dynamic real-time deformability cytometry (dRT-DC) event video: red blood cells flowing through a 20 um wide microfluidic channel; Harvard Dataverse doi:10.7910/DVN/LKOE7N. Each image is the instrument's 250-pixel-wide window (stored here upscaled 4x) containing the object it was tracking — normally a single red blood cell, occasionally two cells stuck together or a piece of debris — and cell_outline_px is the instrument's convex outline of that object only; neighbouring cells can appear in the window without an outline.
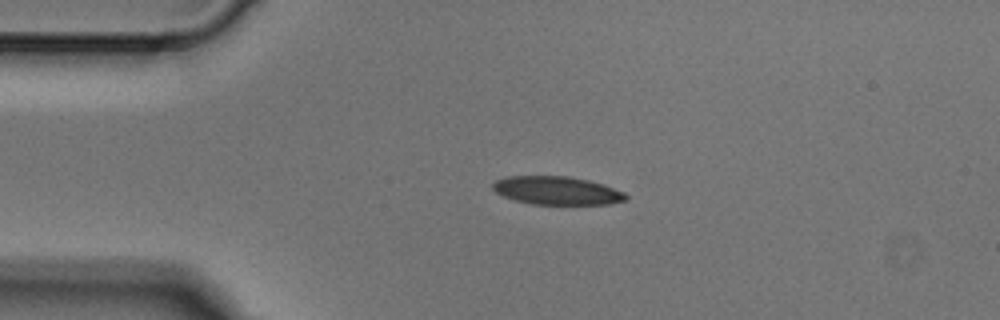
{"species": "Egyptian fruit bat (a non-hibernating species)", "species_latin": "Rousettus aegyptiacus", "temperature_condition": "cold", "stored_images_in_passage": 2, "camera_frame_rate_fps": 3000, "um_per_image_px": 0.085, "animal": {"sex": "male"}, "frame": {"image": 1, "passage_image": 1, "time_ms": 0.0, "image_size_px": [1000, 320], "cell_outline_px": [[628, 200], [608, 204], [532, 204], [516, 200], [504, 196], [496, 192], [492, 188], [492, 184], [496, 180], [508, 176], [568, 176], [588, 180], [604, 184], [624, 192], [628, 196]], "centroid_in_image_um": [47.36, 16.19], "position_along_channel_um": 37.6, "area_um2": 21.91}}